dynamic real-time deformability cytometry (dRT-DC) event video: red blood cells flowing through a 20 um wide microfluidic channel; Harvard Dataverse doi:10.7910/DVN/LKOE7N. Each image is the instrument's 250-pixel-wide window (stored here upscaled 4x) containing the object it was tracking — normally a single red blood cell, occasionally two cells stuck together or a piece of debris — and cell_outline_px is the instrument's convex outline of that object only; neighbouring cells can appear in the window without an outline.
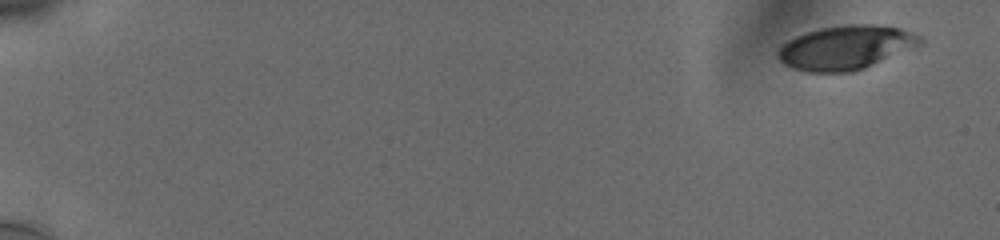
{"species": "human", "species_latin": "Homo sapiens", "temperature_condition": "cold", "stored_images_in_passage": 55, "camera_frame_rate_fps": 3000, "um_per_image_px": 0.085, "donor": {"sex": "male"}, "frame": {"image": 1, "passage_image": 1, "time_ms": 0.0, "image_size_px": [1000, 240], "cell_outline_px": [[924, 40], [920, 44], [864, 68], [852, 72], [808, 72], [784, 64], [780, 60], [776, 52], [788, 40], [796, 36], [820, 28], [848, 24], [872, 24], [900, 28], [920, 36]], "centroid_in_image_um": [71.88, 4.03], "position_along_channel_um": 13.1, "area_um2": 35.89}}
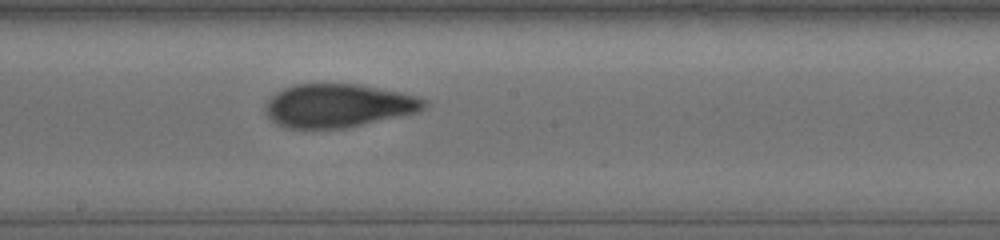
{"frame": {"image": 2, "passage_image": 32, "time_ms": 10.333, "image_size_px": [1000, 240], "cell_outline_px": [[428, 104], [424, 108], [416, 112], [344, 128], [292, 128], [280, 124], [272, 120], [268, 116], [264, 108], [268, 100], [276, 92], [284, 88], [296, 84], [356, 84], [400, 92], [416, 96], [424, 100]], "centroid_in_image_um": [28.72, 8.97], "position_along_channel_um": 219.5, "area_um2": 39.48}}
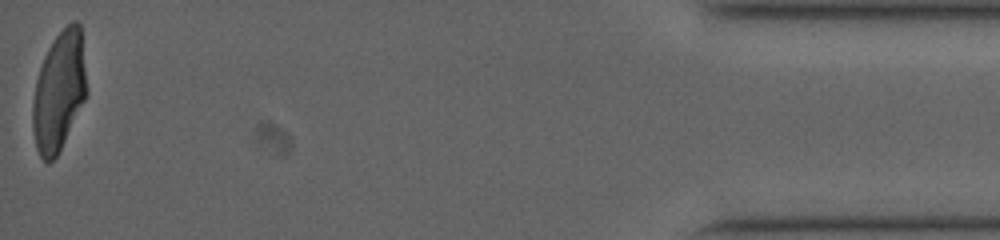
{"frame": {"image": 3, "passage_image": 55, "time_ms": 18.0, "image_size_px": [1000, 240], "cell_outline_px": [[88, 92], [56, 156], [48, 164], [40, 156], [36, 148], [32, 128], [32, 100], [36, 80], [44, 56], [48, 48], [56, 36], [72, 20], [76, 20], [80, 24]], "centroid_in_image_um": [5.0, 7.74], "position_along_channel_um": 430.2, "area_um2": 37.28}, "authors_computed_cell_mechanics": {"area_um2": 39.1306, "velocity_mm_per_s": 3.7584, "shape_relaxation_time_tau1_ms": 5.2478, "shape_relaxation_time_tau2_ms": 1.4825, "deformation_change_tau1": 0.2025, "deformation_change_tau2": 0.0823}}